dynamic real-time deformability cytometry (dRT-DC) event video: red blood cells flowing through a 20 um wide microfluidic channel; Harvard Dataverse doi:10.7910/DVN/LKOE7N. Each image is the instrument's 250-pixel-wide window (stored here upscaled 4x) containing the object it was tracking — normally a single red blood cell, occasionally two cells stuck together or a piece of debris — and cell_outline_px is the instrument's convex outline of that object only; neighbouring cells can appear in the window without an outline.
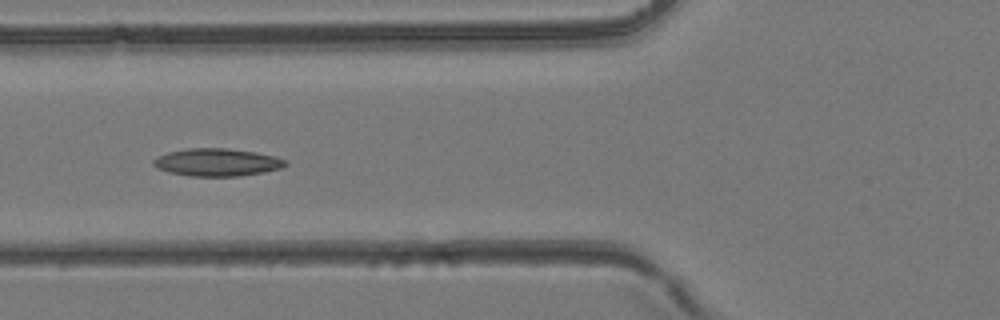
{"species": "common noctule bat (a hibernating species)", "species_latin": "Nyctalus noctula", "temperature_condition": "room temperature", "stored_images_in_passage": 42, "camera_frame_rate_fps": 3000, "um_per_image_px": 0.085, "animal": {"sex": "female", "body_mass_g": 24.6, "forearm_length_mm": 56.2}, "frame": {"image": 1, "passage_image": 16, "time_ms": 5.0, "image_size_px": [1000, 320], "cell_outline_px": [[288, 164], [280, 168], [264, 172], [240, 176], [188, 176], [168, 172], [156, 168], [152, 164], [152, 160], [168, 152], [188, 148], [228, 148], [256, 152], [276, 156], [288, 160]], "centroid_in_image_um": [18.46, 13.79], "position_along_channel_um": 107.3, "area_um2": 21.44}}
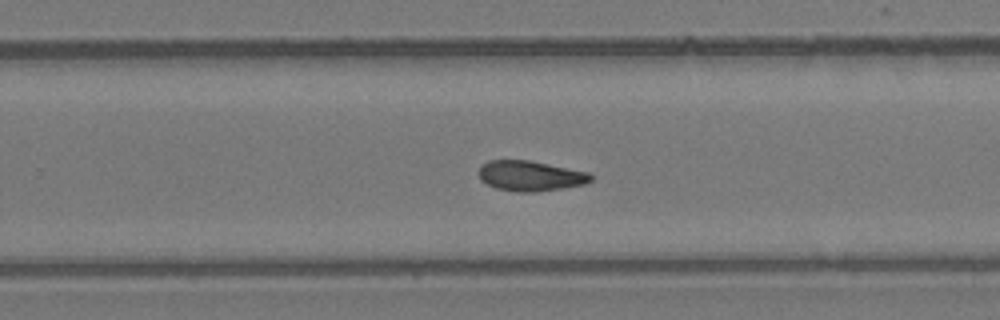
{"frame": {"image": 2, "passage_image": 27, "time_ms": 8.667, "image_size_px": [1000, 320], "cell_outline_px": [[592, 180], [584, 184], [564, 188], [536, 192], [516, 192], [496, 188], [480, 180], [480, 164], [488, 160], [528, 160], [588, 172], [592, 176]], "centroid_in_image_um": [45.06, 14.95], "position_along_channel_um": 284.7, "area_um2": 19.71}}
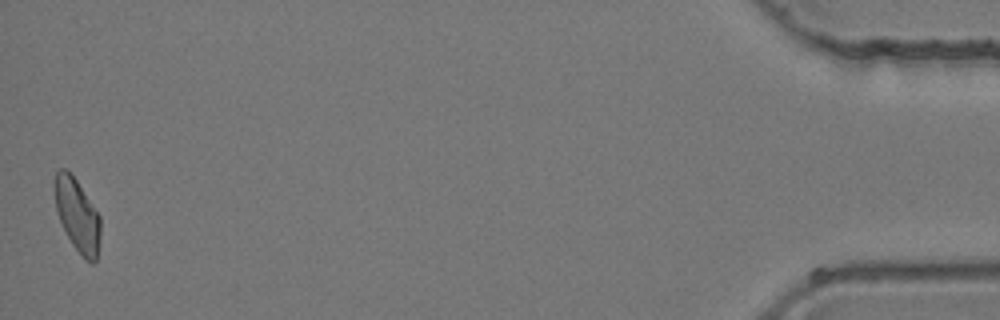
{"frame": {"image": 3, "passage_image": 42, "time_ms": 13.667, "image_size_px": [1000, 320], "cell_outline_px": [[100, 236], [96, 260], [92, 264], [84, 260], [72, 244], [60, 220], [56, 208], [56, 172], [60, 168], [64, 168], [76, 180], [100, 216]], "centroid_in_image_um": [6.6, 18.36], "position_along_channel_um": 428.6, "area_um2": 18.84}}